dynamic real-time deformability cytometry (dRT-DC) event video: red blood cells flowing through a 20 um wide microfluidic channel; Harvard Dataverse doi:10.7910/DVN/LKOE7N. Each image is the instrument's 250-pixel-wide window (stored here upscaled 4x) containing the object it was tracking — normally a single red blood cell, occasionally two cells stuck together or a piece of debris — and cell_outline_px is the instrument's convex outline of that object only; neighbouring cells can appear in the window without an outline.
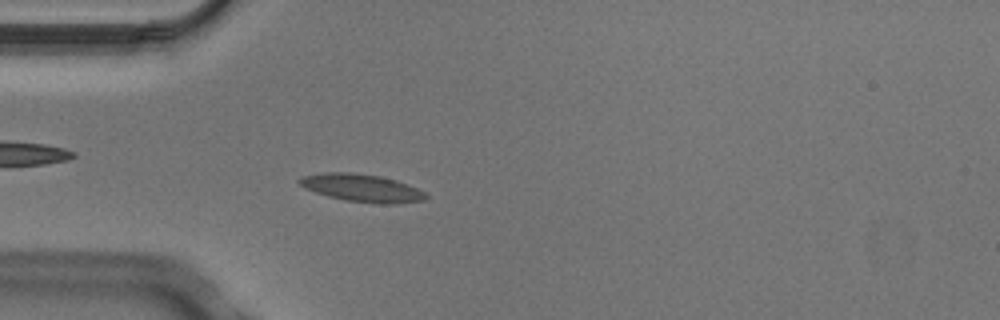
{"species": "Egyptian fruit bat (a non-hibernating species)", "species_latin": "Rousettus aegyptiacus", "temperature_condition": "cold", "stored_images_in_passage": 3, "camera_frame_rate_fps": 3000, "um_per_image_px": 0.085, "animal": {"sex": "male"}, "frame": {"image": 1, "passage_image": 3, "time_ms": 0.667, "image_size_px": [1000, 320], "cell_outline_px": [[428, 196], [424, 200], [396, 204], [380, 204], [344, 200], [328, 196], [304, 188], [296, 180], [304, 176], [324, 172], [352, 172], [380, 176], [396, 180], [416, 188], [424, 192]], "centroid_in_image_um": [30.75, 15.98], "position_along_channel_um": 54.3, "area_um2": 20.35}}